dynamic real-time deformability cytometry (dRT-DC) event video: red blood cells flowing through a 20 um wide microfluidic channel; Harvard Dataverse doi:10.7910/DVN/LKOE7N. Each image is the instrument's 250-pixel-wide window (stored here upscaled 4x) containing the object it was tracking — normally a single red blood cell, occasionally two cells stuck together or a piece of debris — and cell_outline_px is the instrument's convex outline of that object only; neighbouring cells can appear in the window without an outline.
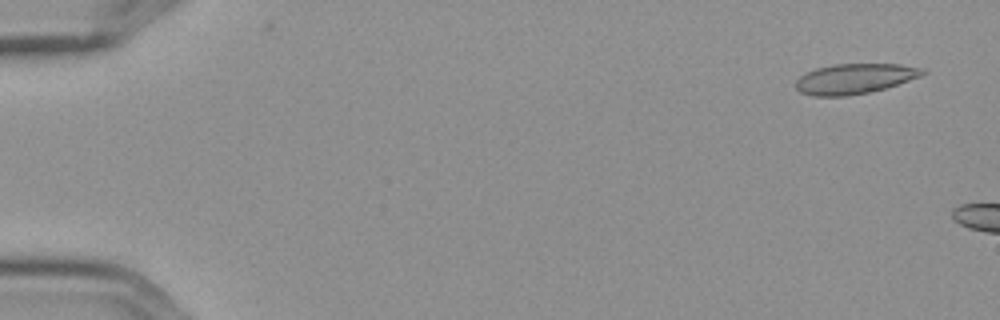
{"species": "Egyptian fruit bat (a non-hibernating species)", "species_latin": "Rousettus aegyptiacus", "temperature_condition": "cold", "stored_images_in_passage": 7, "camera_frame_rate_fps": 3000, "um_per_image_px": 0.085, "frame": {"image": 1, "passage_image": 1, "time_ms": 0.0, "image_size_px": [1000, 320], "cell_outline_px": [[928, 72], [920, 76], [884, 88], [868, 92], [848, 96], [812, 96], [800, 92], [796, 88], [796, 80], [800, 76], [816, 68], [832, 64], [900, 64], [924, 68]], "centroid_in_image_um": [72.63, 6.68], "position_along_channel_um": 12.4, "area_um2": 22.2}}